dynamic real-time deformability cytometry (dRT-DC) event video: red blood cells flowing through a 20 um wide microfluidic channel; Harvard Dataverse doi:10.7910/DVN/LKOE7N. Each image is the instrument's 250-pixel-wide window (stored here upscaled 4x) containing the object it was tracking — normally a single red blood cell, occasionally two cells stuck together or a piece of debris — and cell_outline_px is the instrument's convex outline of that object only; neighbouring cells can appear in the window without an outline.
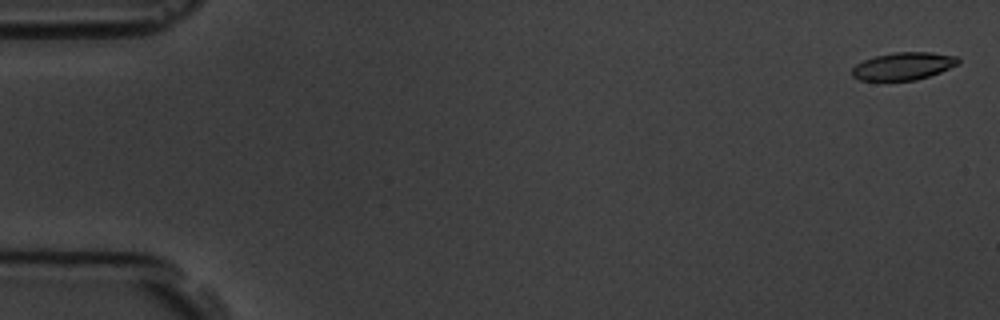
{"species": "common noctule bat (a hibernating species)", "species_latin": "Nyctalus noctula", "temperature_condition": "room temperature", "stored_images_in_passage": 3, "camera_frame_rate_fps": 3000, "um_per_image_px": 0.085, "animal": {"sex": "male", "body_mass_g": 19.5, "forearm_length_mm": 54.6}, "frame": {"image": 1, "passage_image": 1, "time_ms": 0.0, "image_size_px": [1000, 320], "cell_outline_px": [[960, 64], [940, 72], [916, 80], [860, 80], [852, 76], [852, 68], [856, 64], [864, 60], [876, 56], [896, 52], [932, 52], [956, 56], [960, 60]], "centroid_in_image_um": [76.81, 5.61], "position_along_channel_um": 8.2, "area_um2": 16.99}}